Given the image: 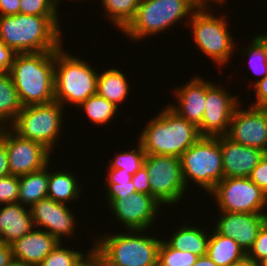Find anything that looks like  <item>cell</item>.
Listing matches in <instances>:
<instances>
[{
  "label": "cell",
  "mask_w": 267,
  "mask_h": 266,
  "mask_svg": "<svg viewBox=\"0 0 267 266\" xmlns=\"http://www.w3.org/2000/svg\"><path fill=\"white\" fill-rule=\"evenodd\" d=\"M8 153L10 175L23 176L51 164V151L43 144L20 137L10 127L0 129Z\"/></svg>",
  "instance_id": "12"
},
{
  "label": "cell",
  "mask_w": 267,
  "mask_h": 266,
  "mask_svg": "<svg viewBox=\"0 0 267 266\" xmlns=\"http://www.w3.org/2000/svg\"><path fill=\"white\" fill-rule=\"evenodd\" d=\"M28 207L17 203L0 206V242L12 244L35 227Z\"/></svg>",
  "instance_id": "21"
},
{
  "label": "cell",
  "mask_w": 267,
  "mask_h": 266,
  "mask_svg": "<svg viewBox=\"0 0 267 266\" xmlns=\"http://www.w3.org/2000/svg\"><path fill=\"white\" fill-rule=\"evenodd\" d=\"M198 257L188 251L173 249L162 239L158 250V266H192Z\"/></svg>",
  "instance_id": "34"
},
{
  "label": "cell",
  "mask_w": 267,
  "mask_h": 266,
  "mask_svg": "<svg viewBox=\"0 0 267 266\" xmlns=\"http://www.w3.org/2000/svg\"><path fill=\"white\" fill-rule=\"evenodd\" d=\"M190 2L196 10H206V9L211 10L213 8L209 5L211 2L213 3L215 2L216 5L217 4L223 5L227 2V0H190ZM206 2L208 3V5Z\"/></svg>",
  "instance_id": "46"
},
{
  "label": "cell",
  "mask_w": 267,
  "mask_h": 266,
  "mask_svg": "<svg viewBox=\"0 0 267 266\" xmlns=\"http://www.w3.org/2000/svg\"><path fill=\"white\" fill-rule=\"evenodd\" d=\"M265 33V34H264ZM263 34H257V36L263 41V43L267 46V33L264 32Z\"/></svg>",
  "instance_id": "50"
},
{
  "label": "cell",
  "mask_w": 267,
  "mask_h": 266,
  "mask_svg": "<svg viewBox=\"0 0 267 266\" xmlns=\"http://www.w3.org/2000/svg\"><path fill=\"white\" fill-rule=\"evenodd\" d=\"M12 259L11 245L0 242V266H6Z\"/></svg>",
  "instance_id": "45"
},
{
  "label": "cell",
  "mask_w": 267,
  "mask_h": 266,
  "mask_svg": "<svg viewBox=\"0 0 267 266\" xmlns=\"http://www.w3.org/2000/svg\"><path fill=\"white\" fill-rule=\"evenodd\" d=\"M125 231L94 237L93 249L101 256L104 265L158 266V250L162 240L150 237L146 230Z\"/></svg>",
  "instance_id": "4"
},
{
  "label": "cell",
  "mask_w": 267,
  "mask_h": 266,
  "mask_svg": "<svg viewBox=\"0 0 267 266\" xmlns=\"http://www.w3.org/2000/svg\"><path fill=\"white\" fill-rule=\"evenodd\" d=\"M64 110L57 101L25 106L9 127L20 137L39 142L53 152L64 129Z\"/></svg>",
  "instance_id": "9"
},
{
  "label": "cell",
  "mask_w": 267,
  "mask_h": 266,
  "mask_svg": "<svg viewBox=\"0 0 267 266\" xmlns=\"http://www.w3.org/2000/svg\"><path fill=\"white\" fill-rule=\"evenodd\" d=\"M111 215L121 222L125 230L153 229L162 205L151 195L134 192L124 199H106ZM159 208V209H158Z\"/></svg>",
  "instance_id": "14"
},
{
  "label": "cell",
  "mask_w": 267,
  "mask_h": 266,
  "mask_svg": "<svg viewBox=\"0 0 267 266\" xmlns=\"http://www.w3.org/2000/svg\"><path fill=\"white\" fill-rule=\"evenodd\" d=\"M19 196V177L9 175L0 178V205L17 203Z\"/></svg>",
  "instance_id": "36"
},
{
  "label": "cell",
  "mask_w": 267,
  "mask_h": 266,
  "mask_svg": "<svg viewBox=\"0 0 267 266\" xmlns=\"http://www.w3.org/2000/svg\"><path fill=\"white\" fill-rule=\"evenodd\" d=\"M70 205L55 202L49 197L40 199L29 210L36 229L45 230L59 242L64 237H73L76 233V218Z\"/></svg>",
  "instance_id": "16"
},
{
  "label": "cell",
  "mask_w": 267,
  "mask_h": 266,
  "mask_svg": "<svg viewBox=\"0 0 267 266\" xmlns=\"http://www.w3.org/2000/svg\"><path fill=\"white\" fill-rule=\"evenodd\" d=\"M231 266H260L259 263H256L253 259L245 256L243 259L240 261L235 262Z\"/></svg>",
  "instance_id": "48"
},
{
  "label": "cell",
  "mask_w": 267,
  "mask_h": 266,
  "mask_svg": "<svg viewBox=\"0 0 267 266\" xmlns=\"http://www.w3.org/2000/svg\"><path fill=\"white\" fill-rule=\"evenodd\" d=\"M249 45L246 48L240 49L241 55L249 58V66L252 70V73L258 75L260 78L256 81L250 83L253 86L258 80L263 79L267 76V46L263 43V41L256 35H254L252 41H250Z\"/></svg>",
  "instance_id": "31"
},
{
  "label": "cell",
  "mask_w": 267,
  "mask_h": 266,
  "mask_svg": "<svg viewBox=\"0 0 267 266\" xmlns=\"http://www.w3.org/2000/svg\"><path fill=\"white\" fill-rule=\"evenodd\" d=\"M192 266H217L208 255L199 256Z\"/></svg>",
  "instance_id": "47"
},
{
  "label": "cell",
  "mask_w": 267,
  "mask_h": 266,
  "mask_svg": "<svg viewBox=\"0 0 267 266\" xmlns=\"http://www.w3.org/2000/svg\"><path fill=\"white\" fill-rule=\"evenodd\" d=\"M128 82L130 81L127 80V76L120 69L104 70L98 73L96 94L119 107L130 94V84Z\"/></svg>",
  "instance_id": "23"
},
{
  "label": "cell",
  "mask_w": 267,
  "mask_h": 266,
  "mask_svg": "<svg viewBox=\"0 0 267 266\" xmlns=\"http://www.w3.org/2000/svg\"><path fill=\"white\" fill-rule=\"evenodd\" d=\"M191 224L184 223L177 227L170 235V238H166V242L176 250L188 251L197 256H203L207 254V246L210 234L203 228H199ZM205 230V231H204Z\"/></svg>",
  "instance_id": "22"
},
{
  "label": "cell",
  "mask_w": 267,
  "mask_h": 266,
  "mask_svg": "<svg viewBox=\"0 0 267 266\" xmlns=\"http://www.w3.org/2000/svg\"><path fill=\"white\" fill-rule=\"evenodd\" d=\"M214 81L206 80L205 110L201 125V136H225L229 131L230 121L236 108L241 105L239 96H231L229 90Z\"/></svg>",
  "instance_id": "13"
},
{
  "label": "cell",
  "mask_w": 267,
  "mask_h": 266,
  "mask_svg": "<svg viewBox=\"0 0 267 266\" xmlns=\"http://www.w3.org/2000/svg\"><path fill=\"white\" fill-rule=\"evenodd\" d=\"M143 166L149 176L151 196L161 205L174 206L188 191L180 158L146 154Z\"/></svg>",
  "instance_id": "10"
},
{
  "label": "cell",
  "mask_w": 267,
  "mask_h": 266,
  "mask_svg": "<svg viewBox=\"0 0 267 266\" xmlns=\"http://www.w3.org/2000/svg\"><path fill=\"white\" fill-rule=\"evenodd\" d=\"M260 266H267V258L264 259L262 262L259 263Z\"/></svg>",
  "instance_id": "51"
},
{
  "label": "cell",
  "mask_w": 267,
  "mask_h": 266,
  "mask_svg": "<svg viewBox=\"0 0 267 266\" xmlns=\"http://www.w3.org/2000/svg\"><path fill=\"white\" fill-rule=\"evenodd\" d=\"M16 53L0 39V73L9 72Z\"/></svg>",
  "instance_id": "41"
},
{
  "label": "cell",
  "mask_w": 267,
  "mask_h": 266,
  "mask_svg": "<svg viewBox=\"0 0 267 266\" xmlns=\"http://www.w3.org/2000/svg\"><path fill=\"white\" fill-rule=\"evenodd\" d=\"M261 190L267 194V154L260 160L249 177Z\"/></svg>",
  "instance_id": "38"
},
{
  "label": "cell",
  "mask_w": 267,
  "mask_h": 266,
  "mask_svg": "<svg viewBox=\"0 0 267 266\" xmlns=\"http://www.w3.org/2000/svg\"><path fill=\"white\" fill-rule=\"evenodd\" d=\"M246 256L253 259L256 263H260L267 258V222L259 231L255 242L246 253Z\"/></svg>",
  "instance_id": "37"
},
{
  "label": "cell",
  "mask_w": 267,
  "mask_h": 266,
  "mask_svg": "<svg viewBox=\"0 0 267 266\" xmlns=\"http://www.w3.org/2000/svg\"><path fill=\"white\" fill-rule=\"evenodd\" d=\"M49 164L42 169L19 177L18 202L28 208L47 197Z\"/></svg>",
  "instance_id": "26"
},
{
  "label": "cell",
  "mask_w": 267,
  "mask_h": 266,
  "mask_svg": "<svg viewBox=\"0 0 267 266\" xmlns=\"http://www.w3.org/2000/svg\"><path fill=\"white\" fill-rule=\"evenodd\" d=\"M220 217L214 224V230L233 239L247 253L267 222V213H241L219 211Z\"/></svg>",
  "instance_id": "17"
},
{
  "label": "cell",
  "mask_w": 267,
  "mask_h": 266,
  "mask_svg": "<svg viewBox=\"0 0 267 266\" xmlns=\"http://www.w3.org/2000/svg\"><path fill=\"white\" fill-rule=\"evenodd\" d=\"M74 175L71 171L69 173L60 169L54 172L49 170L47 197L67 205L78 200L82 194V185Z\"/></svg>",
  "instance_id": "24"
},
{
  "label": "cell",
  "mask_w": 267,
  "mask_h": 266,
  "mask_svg": "<svg viewBox=\"0 0 267 266\" xmlns=\"http://www.w3.org/2000/svg\"><path fill=\"white\" fill-rule=\"evenodd\" d=\"M22 108L11 74L0 73V125L9 127Z\"/></svg>",
  "instance_id": "27"
},
{
  "label": "cell",
  "mask_w": 267,
  "mask_h": 266,
  "mask_svg": "<svg viewBox=\"0 0 267 266\" xmlns=\"http://www.w3.org/2000/svg\"><path fill=\"white\" fill-rule=\"evenodd\" d=\"M136 148L127 149L124 152H119L109 161L110 168L124 169L125 172H129L134 175L144 163L146 152L143 150L142 144L137 141Z\"/></svg>",
  "instance_id": "32"
},
{
  "label": "cell",
  "mask_w": 267,
  "mask_h": 266,
  "mask_svg": "<svg viewBox=\"0 0 267 266\" xmlns=\"http://www.w3.org/2000/svg\"><path fill=\"white\" fill-rule=\"evenodd\" d=\"M240 107L232 115L226 136L235 143L258 148L267 154V108Z\"/></svg>",
  "instance_id": "15"
},
{
  "label": "cell",
  "mask_w": 267,
  "mask_h": 266,
  "mask_svg": "<svg viewBox=\"0 0 267 266\" xmlns=\"http://www.w3.org/2000/svg\"><path fill=\"white\" fill-rule=\"evenodd\" d=\"M88 251L86 252L87 255L77 266H105L101 256L93 249V243L91 249Z\"/></svg>",
  "instance_id": "43"
},
{
  "label": "cell",
  "mask_w": 267,
  "mask_h": 266,
  "mask_svg": "<svg viewBox=\"0 0 267 266\" xmlns=\"http://www.w3.org/2000/svg\"><path fill=\"white\" fill-rule=\"evenodd\" d=\"M80 57L69 54L63 45L55 51V101L76 107L96 94L98 72Z\"/></svg>",
  "instance_id": "5"
},
{
  "label": "cell",
  "mask_w": 267,
  "mask_h": 266,
  "mask_svg": "<svg viewBox=\"0 0 267 266\" xmlns=\"http://www.w3.org/2000/svg\"><path fill=\"white\" fill-rule=\"evenodd\" d=\"M59 242L38 266H77L87 255Z\"/></svg>",
  "instance_id": "33"
},
{
  "label": "cell",
  "mask_w": 267,
  "mask_h": 266,
  "mask_svg": "<svg viewBox=\"0 0 267 266\" xmlns=\"http://www.w3.org/2000/svg\"><path fill=\"white\" fill-rule=\"evenodd\" d=\"M20 11V0H0V16L16 15Z\"/></svg>",
  "instance_id": "42"
},
{
  "label": "cell",
  "mask_w": 267,
  "mask_h": 266,
  "mask_svg": "<svg viewBox=\"0 0 267 266\" xmlns=\"http://www.w3.org/2000/svg\"><path fill=\"white\" fill-rule=\"evenodd\" d=\"M195 10L188 22L192 32V39L197 45L196 49L202 51L207 58L211 59L217 66L228 64L230 58L233 57V51H236V43H234L232 32L229 31L226 14L224 16L214 15L215 10L212 9ZM222 15V16H221Z\"/></svg>",
  "instance_id": "8"
},
{
  "label": "cell",
  "mask_w": 267,
  "mask_h": 266,
  "mask_svg": "<svg viewBox=\"0 0 267 266\" xmlns=\"http://www.w3.org/2000/svg\"><path fill=\"white\" fill-rule=\"evenodd\" d=\"M101 3L107 21L122 32L135 17L140 0H101Z\"/></svg>",
  "instance_id": "28"
},
{
  "label": "cell",
  "mask_w": 267,
  "mask_h": 266,
  "mask_svg": "<svg viewBox=\"0 0 267 266\" xmlns=\"http://www.w3.org/2000/svg\"><path fill=\"white\" fill-rule=\"evenodd\" d=\"M164 107L150 118L138 141L146 154L179 158L201 135L196 125L179 116L168 105Z\"/></svg>",
  "instance_id": "3"
},
{
  "label": "cell",
  "mask_w": 267,
  "mask_h": 266,
  "mask_svg": "<svg viewBox=\"0 0 267 266\" xmlns=\"http://www.w3.org/2000/svg\"><path fill=\"white\" fill-rule=\"evenodd\" d=\"M224 178L250 177L253 169L266 154L264 151L233 142L220 136Z\"/></svg>",
  "instance_id": "18"
},
{
  "label": "cell",
  "mask_w": 267,
  "mask_h": 266,
  "mask_svg": "<svg viewBox=\"0 0 267 266\" xmlns=\"http://www.w3.org/2000/svg\"><path fill=\"white\" fill-rule=\"evenodd\" d=\"M55 51L17 53L9 73L23 107L55 101Z\"/></svg>",
  "instance_id": "2"
},
{
  "label": "cell",
  "mask_w": 267,
  "mask_h": 266,
  "mask_svg": "<svg viewBox=\"0 0 267 266\" xmlns=\"http://www.w3.org/2000/svg\"><path fill=\"white\" fill-rule=\"evenodd\" d=\"M6 266H36V265L27 264L26 262L16 260L13 258Z\"/></svg>",
  "instance_id": "49"
},
{
  "label": "cell",
  "mask_w": 267,
  "mask_h": 266,
  "mask_svg": "<svg viewBox=\"0 0 267 266\" xmlns=\"http://www.w3.org/2000/svg\"><path fill=\"white\" fill-rule=\"evenodd\" d=\"M254 88V89H253ZM255 92V102L251 103L250 106L258 108H267V76L263 79L258 80L253 86Z\"/></svg>",
  "instance_id": "39"
},
{
  "label": "cell",
  "mask_w": 267,
  "mask_h": 266,
  "mask_svg": "<svg viewBox=\"0 0 267 266\" xmlns=\"http://www.w3.org/2000/svg\"><path fill=\"white\" fill-rule=\"evenodd\" d=\"M10 175L8 153L5 143L0 139V178Z\"/></svg>",
  "instance_id": "44"
},
{
  "label": "cell",
  "mask_w": 267,
  "mask_h": 266,
  "mask_svg": "<svg viewBox=\"0 0 267 266\" xmlns=\"http://www.w3.org/2000/svg\"><path fill=\"white\" fill-rule=\"evenodd\" d=\"M106 180L104 181L105 189L107 191V199H124V197L136 192L132 175L125 172L124 169H116L107 167Z\"/></svg>",
  "instance_id": "30"
},
{
  "label": "cell",
  "mask_w": 267,
  "mask_h": 266,
  "mask_svg": "<svg viewBox=\"0 0 267 266\" xmlns=\"http://www.w3.org/2000/svg\"><path fill=\"white\" fill-rule=\"evenodd\" d=\"M179 158L186 187L193 182L209 194L224 178L220 136H201Z\"/></svg>",
  "instance_id": "7"
},
{
  "label": "cell",
  "mask_w": 267,
  "mask_h": 266,
  "mask_svg": "<svg viewBox=\"0 0 267 266\" xmlns=\"http://www.w3.org/2000/svg\"><path fill=\"white\" fill-rule=\"evenodd\" d=\"M60 0H20V14L60 16ZM58 10V11H57Z\"/></svg>",
  "instance_id": "35"
},
{
  "label": "cell",
  "mask_w": 267,
  "mask_h": 266,
  "mask_svg": "<svg viewBox=\"0 0 267 266\" xmlns=\"http://www.w3.org/2000/svg\"><path fill=\"white\" fill-rule=\"evenodd\" d=\"M173 94L176 104L168 106L179 116L199 127L203 118L206 101V80L202 77H193L185 85L176 87Z\"/></svg>",
  "instance_id": "19"
},
{
  "label": "cell",
  "mask_w": 267,
  "mask_h": 266,
  "mask_svg": "<svg viewBox=\"0 0 267 266\" xmlns=\"http://www.w3.org/2000/svg\"><path fill=\"white\" fill-rule=\"evenodd\" d=\"M209 195L219 211L267 213V194L249 177L223 178Z\"/></svg>",
  "instance_id": "11"
},
{
  "label": "cell",
  "mask_w": 267,
  "mask_h": 266,
  "mask_svg": "<svg viewBox=\"0 0 267 266\" xmlns=\"http://www.w3.org/2000/svg\"><path fill=\"white\" fill-rule=\"evenodd\" d=\"M195 10L190 0H140L135 17L122 33L135 42L146 40L170 30L185 17L183 23L187 24Z\"/></svg>",
  "instance_id": "6"
},
{
  "label": "cell",
  "mask_w": 267,
  "mask_h": 266,
  "mask_svg": "<svg viewBox=\"0 0 267 266\" xmlns=\"http://www.w3.org/2000/svg\"><path fill=\"white\" fill-rule=\"evenodd\" d=\"M132 181L134 183L136 192L151 195L149 176L147 175L144 166H142L134 175H132Z\"/></svg>",
  "instance_id": "40"
},
{
  "label": "cell",
  "mask_w": 267,
  "mask_h": 266,
  "mask_svg": "<svg viewBox=\"0 0 267 266\" xmlns=\"http://www.w3.org/2000/svg\"><path fill=\"white\" fill-rule=\"evenodd\" d=\"M59 20L20 13L0 16V39L16 54L57 51L63 45Z\"/></svg>",
  "instance_id": "1"
},
{
  "label": "cell",
  "mask_w": 267,
  "mask_h": 266,
  "mask_svg": "<svg viewBox=\"0 0 267 266\" xmlns=\"http://www.w3.org/2000/svg\"><path fill=\"white\" fill-rule=\"evenodd\" d=\"M58 243L59 241L45 230L34 228L10 245L14 259L38 266Z\"/></svg>",
  "instance_id": "20"
},
{
  "label": "cell",
  "mask_w": 267,
  "mask_h": 266,
  "mask_svg": "<svg viewBox=\"0 0 267 266\" xmlns=\"http://www.w3.org/2000/svg\"><path fill=\"white\" fill-rule=\"evenodd\" d=\"M212 231L207 255L217 266H231L246 256L245 251L233 239L218 234L214 229Z\"/></svg>",
  "instance_id": "25"
},
{
  "label": "cell",
  "mask_w": 267,
  "mask_h": 266,
  "mask_svg": "<svg viewBox=\"0 0 267 266\" xmlns=\"http://www.w3.org/2000/svg\"><path fill=\"white\" fill-rule=\"evenodd\" d=\"M83 109L87 118L96 125H106L114 119V116L119 112V108L106 98L100 97L97 94L90 96L78 106V109Z\"/></svg>",
  "instance_id": "29"
}]
</instances>
